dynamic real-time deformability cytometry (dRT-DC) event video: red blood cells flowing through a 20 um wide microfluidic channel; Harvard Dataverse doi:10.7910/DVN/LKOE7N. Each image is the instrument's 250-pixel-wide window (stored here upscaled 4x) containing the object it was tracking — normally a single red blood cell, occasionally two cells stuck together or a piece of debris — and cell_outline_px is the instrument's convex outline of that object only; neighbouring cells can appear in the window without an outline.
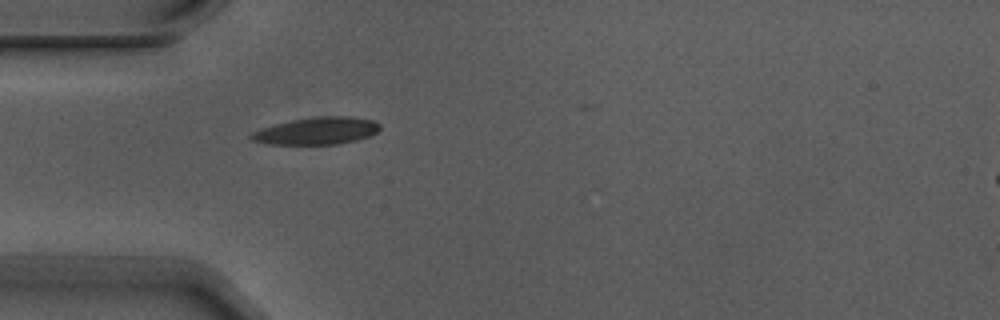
{"species": "Egyptian fruit bat (a non-hibernating species)", "species_latin": "Rousettus aegyptiacus", "temperature_condition": "warm", "stored_images_in_passage": 3, "camera_frame_rate_fps": 3000, "um_per_image_px": 0.085, "animal": {"sex": "male"}, "frame": {"image": 1, "passage_image": 3, "time_ms": 0.667, "image_size_px": [1000, 320], "cell_outline_px": [[380, 128], [376, 132], [368, 136], [356, 140], [336, 144], [268, 144], [252, 140], [248, 136], [252, 132], [260, 128], [292, 120], [312, 116], [352, 116], [372, 120], [380, 124]], "centroid_in_image_um": [26.91, 11.11], "position_along_channel_um": 58.1, "area_um2": 20.4}}